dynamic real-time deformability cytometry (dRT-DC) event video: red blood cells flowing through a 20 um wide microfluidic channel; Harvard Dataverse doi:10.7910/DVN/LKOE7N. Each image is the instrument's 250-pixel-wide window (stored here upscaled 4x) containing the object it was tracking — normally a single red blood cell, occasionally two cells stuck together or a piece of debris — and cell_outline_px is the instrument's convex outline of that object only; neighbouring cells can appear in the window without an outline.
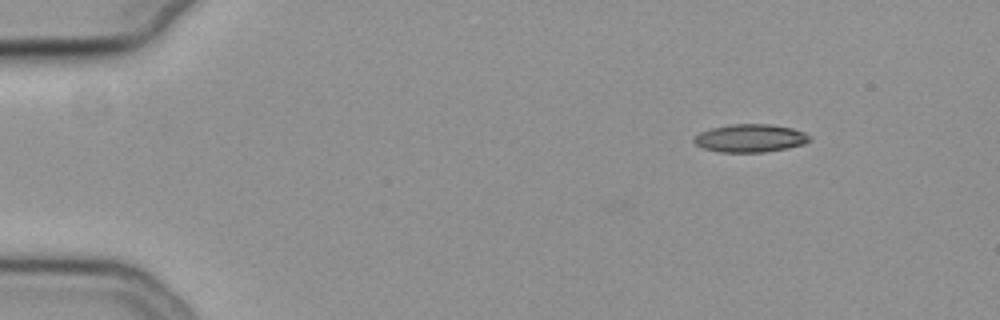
{"species": "common noctule bat (a hibernating species)", "species_latin": "Nyctalus noctula", "temperature_condition": "cold", "stored_images_in_passage": 2, "camera_frame_rate_fps": 3000, "um_per_image_px": 0.085, "animal": {"sex": "female", "body_mass_g": 19.3, "forearm_length_mm": 54.1}, "frame": {"image": 1, "passage_image": 2, "time_ms": 0.333, "image_size_px": [1000, 320], "cell_outline_px": [[808, 140], [804, 144], [788, 148], [764, 152], [720, 152], [704, 148], [696, 144], [692, 140], [700, 132], [712, 128], [732, 124], [768, 124], [792, 128], [804, 132], [808, 136]], "centroid_in_image_um": [63.75, 11.75], "position_along_channel_um": 21.2, "area_um2": 18.61}}